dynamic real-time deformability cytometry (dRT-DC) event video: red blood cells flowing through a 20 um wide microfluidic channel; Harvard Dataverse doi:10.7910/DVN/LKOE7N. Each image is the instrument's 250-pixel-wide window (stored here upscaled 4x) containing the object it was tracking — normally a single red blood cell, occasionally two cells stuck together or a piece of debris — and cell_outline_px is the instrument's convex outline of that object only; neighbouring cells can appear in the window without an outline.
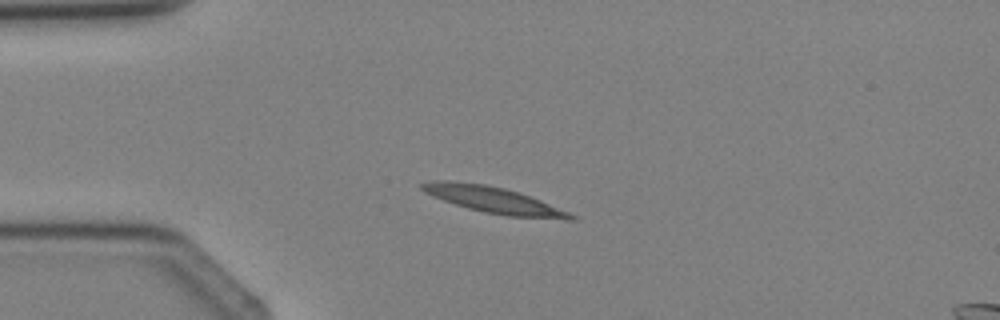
{"species": "Egyptian fruit bat (a non-hibernating species)", "species_latin": "Rousettus aegyptiacus", "temperature_condition": "cold", "stored_images_in_passage": 3, "segment_of_instrument_passage": [1, 2], "camera_frame_rate_fps": 3000, "um_per_image_px": 0.085, "animal": {"sex": "female"}, "frame": {"image": 1, "passage_image": 2, "time_ms": 1.333, "image_size_px": [1000, 320], "cell_outline_px": [[576, 220], [564, 220], [508, 216], [484, 212], [468, 208], [444, 200], [424, 192], [420, 188], [420, 184], [432, 180], [448, 180], [484, 184], [504, 188], [540, 200], [568, 212], [576, 216]], "centroid_in_image_um": [41.96, 17.0], "position_along_channel_um": 43.0, "area_um2": 22.54}}